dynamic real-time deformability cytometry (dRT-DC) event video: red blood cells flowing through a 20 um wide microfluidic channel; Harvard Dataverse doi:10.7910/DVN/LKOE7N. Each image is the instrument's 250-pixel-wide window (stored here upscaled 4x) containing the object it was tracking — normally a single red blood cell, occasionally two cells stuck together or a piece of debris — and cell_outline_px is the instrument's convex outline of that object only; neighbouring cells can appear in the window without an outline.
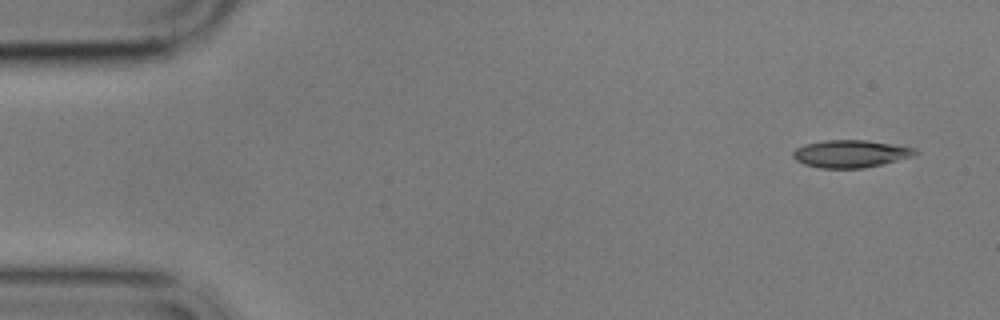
{"species": "common noctule bat (a hibernating species)", "species_latin": "Nyctalus noctula", "temperature_condition": "cold", "stored_images_in_passage": 6, "camera_frame_rate_fps": 3000, "um_per_image_px": 0.085, "animal": {"sex": "male", "body_mass_g": 17.9}, "frame": {"image": 1, "passage_image": 1, "time_ms": 0.0, "image_size_px": [1000, 320], "cell_outline_px": [[920, 152], [912, 156], [864, 168], [820, 168], [804, 164], [796, 160], [792, 156], [792, 152], [796, 148], [804, 144], [824, 140], [864, 140], [916, 148]], "centroid_in_image_um": [72.26, 13.06], "position_along_channel_um": 12.7, "area_um2": 19.42}}
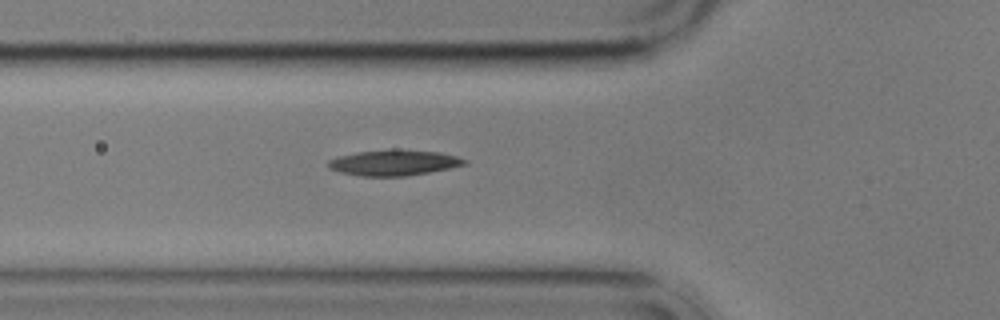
{"frame": {"image": 2, "passage_image": 6, "time_ms": 5.667, "image_size_px": [1000, 320], "cell_outline_px": [[468, 164], [428, 172], [404, 176], [360, 176], [340, 172], [328, 168], [328, 160], [340, 156], [360, 152], [392, 148], [396, 148], [440, 152], [456, 156], [468, 160]], "centroid_in_image_um": [33.5, 13.81], "position_along_channel_um": 92.3, "area_um2": 20.46}}